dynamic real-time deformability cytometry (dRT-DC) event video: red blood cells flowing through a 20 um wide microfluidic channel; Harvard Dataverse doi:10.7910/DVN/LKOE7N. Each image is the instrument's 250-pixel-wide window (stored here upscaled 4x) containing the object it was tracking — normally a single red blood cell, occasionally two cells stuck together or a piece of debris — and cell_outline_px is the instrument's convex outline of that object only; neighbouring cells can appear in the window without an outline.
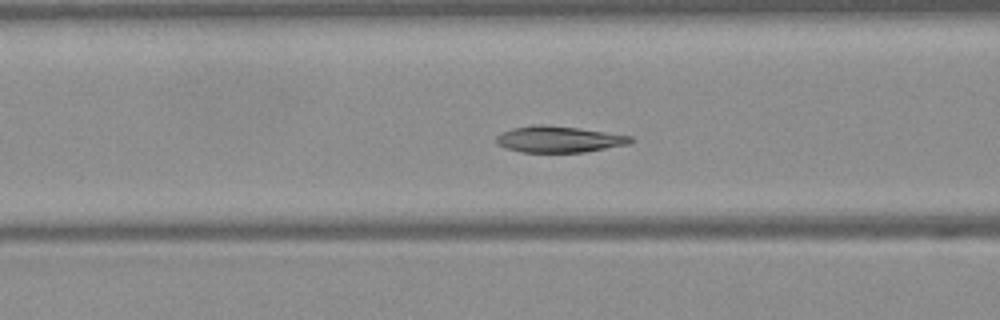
{"species": "Egyptian fruit bat (a non-hibernating species)", "species_latin": "Rousettus aegyptiacus", "temperature_condition": "warm", "stored_images_in_passage": 34, "camera_frame_rate_fps": 3000, "um_per_image_px": 0.085, "frame": {"image": 1, "passage_image": 4, "time_ms": 1.0, "image_size_px": [1000, 320], "cell_outline_px": [[632, 144], [584, 152], [520, 152], [504, 148], [496, 144], [496, 136], [500, 132], [512, 128], [536, 124], [544, 124], [576, 128], [632, 136]], "centroid_in_image_um": [47.46, 11.84], "position_along_channel_um": 119.1, "area_um2": 20.69}}
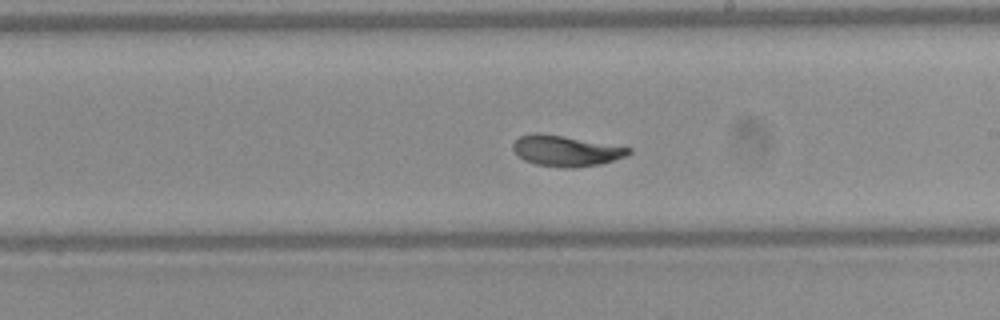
{"frame": {"image": 2, "passage_image": 13, "time_ms": 4.0, "image_size_px": [1000, 320], "cell_outline_px": [[632, 152], [628, 156], [600, 164], [572, 168], [568, 168], [536, 164], [524, 160], [512, 148], [512, 144], [520, 136], [536, 132], [564, 136], [632, 148]], "centroid_in_image_um": [48.13, 12.82], "position_along_channel_um": 240.9, "area_um2": 20.58}}
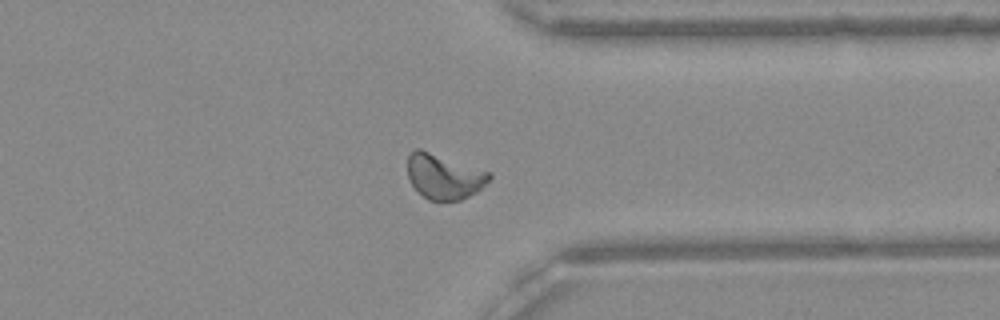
{"frame": {"image": 3, "passage_image": 23, "time_ms": 7.333, "image_size_px": [1000, 320], "cell_outline_px": [[492, 176], [476, 192], [460, 200], [428, 200], [412, 184], [408, 176], [408, 156], [416, 148], [420, 148], [492, 172]], "centroid_in_image_um": [37.75, 14.98], "position_along_channel_um": 373.6, "area_um2": 21.27}}